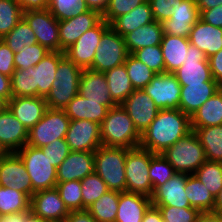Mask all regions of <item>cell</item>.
<instances>
[{
    "mask_svg": "<svg viewBox=\"0 0 222 222\" xmlns=\"http://www.w3.org/2000/svg\"><path fill=\"white\" fill-rule=\"evenodd\" d=\"M191 131L190 116L180 109H162L141 134L140 147L161 154Z\"/></svg>",
    "mask_w": 222,
    "mask_h": 222,
    "instance_id": "1",
    "label": "cell"
},
{
    "mask_svg": "<svg viewBox=\"0 0 222 222\" xmlns=\"http://www.w3.org/2000/svg\"><path fill=\"white\" fill-rule=\"evenodd\" d=\"M100 131L102 146L128 149L140 146L141 134L121 104L108 110Z\"/></svg>",
    "mask_w": 222,
    "mask_h": 222,
    "instance_id": "2",
    "label": "cell"
},
{
    "mask_svg": "<svg viewBox=\"0 0 222 222\" xmlns=\"http://www.w3.org/2000/svg\"><path fill=\"white\" fill-rule=\"evenodd\" d=\"M126 154L125 147L100 146L94 151V172L109 190L126 192Z\"/></svg>",
    "mask_w": 222,
    "mask_h": 222,
    "instance_id": "3",
    "label": "cell"
},
{
    "mask_svg": "<svg viewBox=\"0 0 222 222\" xmlns=\"http://www.w3.org/2000/svg\"><path fill=\"white\" fill-rule=\"evenodd\" d=\"M83 69L64 56L57 65L55 81L44 98L50 109H64L78 94Z\"/></svg>",
    "mask_w": 222,
    "mask_h": 222,
    "instance_id": "4",
    "label": "cell"
},
{
    "mask_svg": "<svg viewBox=\"0 0 222 222\" xmlns=\"http://www.w3.org/2000/svg\"><path fill=\"white\" fill-rule=\"evenodd\" d=\"M161 154L177 173L189 175L206 161L204 148L193 130Z\"/></svg>",
    "mask_w": 222,
    "mask_h": 222,
    "instance_id": "5",
    "label": "cell"
},
{
    "mask_svg": "<svg viewBox=\"0 0 222 222\" xmlns=\"http://www.w3.org/2000/svg\"><path fill=\"white\" fill-rule=\"evenodd\" d=\"M15 153L21 158L29 174L34 192L56 187L57 168L52 165L47 152L26 144Z\"/></svg>",
    "mask_w": 222,
    "mask_h": 222,
    "instance_id": "6",
    "label": "cell"
},
{
    "mask_svg": "<svg viewBox=\"0 0 222 222\" xmlns=\"http://www.w3.org/2000/svg\"><path fill=\"white\" fill-rule=\"evenodd\" d=\"M152 152L144 148H127L125 161L126 192L138 193L148 197L153 194L149 177Z\"/></svg>",
    "mask_w": 222,
    "mask_h": 222,
    "instance_id": "7",
    "label": "cell"
},
{
    "mask_svg": "<svg viewBox=\"0 0 222 222\" xmlns=\"http://www.w3.org/2000/svg\"><path fill=\"white\" fill-rule=\"evenodd\" d=\"M70 121L64 109L47 108L43 117L28 131L27 145L42 148L55 139H65Z\"/></svg>",
    "mask_w": 222,
    "mask_h": 222,
    "instance_id": "8",
    "label": "cell"
},
{
    "mask_svg": "<svg viewBox=\"0 0 222 222\" xmlns=\"http://www.w3.org/2000/svg\"><path fill=\"white\" fill-rule=\"evenodd\" d=\"M129 52L124 37L120 36L111 26L103 33L100 45L94 55L92 65L88 68L105 72L125 63Z\"/></svg>",
    "mask_w": 222,
    "mask_h": 222,
    "instance_id": "9",
    "label": "cell"
},
{
    "mask_svg": "<svg viewBox=\"0 0 222 222\" xmlns=\"http://www.w3.org/2000/svg\"><path fill=\"white\" fill-rule=\"evenodd\" d=\"M23 19L34 31L37 43L50 52H60L59 21L48 9L25 11Z\"/></svg>",
    "mask_w": 222,
    "mask_h": 222,
    "instance_id": "10",
    "label": "cell"
},
{
    "mask_svg": "<svg viewBox=\"0 0 222 222\" xmlns=\"http://www.w3.org/2000/svg\"><path fill=\"white\" fill-rule=\"evenodd\" d=\"M110 25L102 19L96 26L87 30L72 46L64 51L65 56L82 69H88L100 45L103 33Z\"/></svg>",
    "mask_w": 222,
    "mask_h": 222,
    "instance_id": "11",
    "label": "cell"
},
{
    "mask_svg": "<svg viewBox=\"0 0 222 222\" xmlns=\"http://www.w3.org/2000/svg\"><path fill=\"white\" fill-rule=\"evenodd\" d=\"M143 90L152 98L160 110L179 109L181 85L174 73L156 74Z\"/></svg>",
    "mask_w": 222,
    "mask_h": 222,
    "instance_id": "12",
    "label": "cell"
},
{
    "mask_svg": "<svg viewBox=\"0 0 222 222\" xmlns=\"http://www.w3.org/2000/svg\"><path fill=\"white\" fill-rule=\"evenodd\" d=\"M174 75L181 86L216 82L213 79L208 58L201 50L191 44L188 47L185 62L174 72Z\"/></svg>",
    "mask_w": 222,
    "mask_h": 222,
    "instance_id": "13",
    "label": "cell"
},
{
    "mask_svg": "<svg viewBox=\"0 0 222 222\" xmlns=\"http://www.w3.org/2000/svg\"><path fill=\"white\" fill-rule=\"evenodd\" d=\"M137 131L142 134L159 112L152 98L143 90L135 89L122 103Z\"/></svg>",
    "mask_w": 222,
    "mask_h": 222,
    "instance_id": "14",
    "label": "cell"
},
{
    "mask_svg": "<svg viewBox=\"0 0 222 222\" xmlns=\"http://www.w3.org/2000/svg\"><path fill=\"white\" fill-rule=\"evenodd\" d=\"M65 139L70 151L94 152L102 146L100 124L90 120H71Z\"/></svg>",
    "mask_w": 222,
    "mask_h": 222,
    "instance_id": "15",
    "label": "cell"
},
{
    "mask_svg": "<svg viewBox=\"0 0 222 222\" xmlns=\"http://www.w3.org/2000/svg\"><path fill=\"white\" fill-rule=\"evenodd\" d=\"M173 8L171 17L161 23L163 32L171 36L188 38L193 25L200 18L197 2L183 0Z\"/></svg>",
    "mask_w": 222,
    "mask_h": 222,
    "instance_id": "16",
    "label": "cell"
},
{
    "mask_svg": "<svg viewBox=\"0 0 222 222\" xmlns=\"http://www.w3.org/2000/svg\"><path fill=\"white\" fill-rule=\"evenodd\" d=\"M0 186L11 187L30 198L35 193L29 174L21 158L15 152H10L0 160Z\"/></svg>",
    "mask_w": 222,
    "mask_h": 222,
    "instance_id": "17",
    "label": "cell"
},
{
    "mask_svg": "<svg viewBox=\"0 0 222 222\" xmlns=\"http://www.w3.org/2000/svg\"><path fill=\"white\" fill-rule=\"evenodd\" d=\"M30 210L51 222H64L69 215L56 187L35 192L31 197Z\"/></svg>",
    "mask_w": 222,
    "mask_h": 222,
    "instance_id": "18",
    "label": "cell"
},
{
    "mask_svg": "<svg viewBox=\"0 0 222 222\" xmlns=\"http://www.w3.org/2000/svg\"><path fill=\"white\" fill-rule=\"evenodd\" d=\"M102 15L95 10H88L77 17L59 21L60 52L72 46L87 30L96 26Z\"/></svg>",
    "mask_w": 222,
    "mask_h": 222,
    "instance_id": "19",
    "label": "cell"
},
{
    "mask_svg": "<svg viewBox=\"0 0 222 222\" xmlns=\"http://www.w3.org/2000/svg\"><path fill=\"white\" fill-rule=\"evenodd\" d=\"M188 178L186 173H176L163 185L157 187L151 198L153 206L191 207L186 196L185 185Z\"/></svg>",
    "mask_w": 222,
    "mask_h": 222,
    "instance_id": "20",
    "label": "cell"
},
{
    "mask_svg": "<svg viewBox=\"0 0 222 222\" xmlns=\"http://www.w3.org/2000/svg\"><path fill=\"white\" fill-rule=\"evenodd\" d=\"M78 94L89 101L101 102L109 109L117 104L112 100L104 72L83 69Z\"/></svg>",
    "mask_w": 222,
    "mask_h": 222,
    "instance_id": "21",
    "label": "cell"
},
{
    "mask_svg": "<svg viewBox=\"0 0 222 222\" xmlns=\"http://www.w3.org/2000/svg\"><path fill=\"white\" fill-rule=\"evenodd\" d=\"M94 173V152L70 151L57 168V182L81 181Z\"/></svg>",
    "mask_w": 222,
    "mask_h": 222,
    "instance_id": "22",
    "label": "cell"
},
{
    "mask_svg": "<svg viewBox=\"0 0 222 222\" xmlns=\"http://www.w3.org/2000/svg\"><path fill=\"white\" fill-rule=\"evenodd\" d=\"M7 108L29 131L48 107L43 97H12L7 102Z\"/></svg>",
    "mask_w": 222,
    "mask_h": 222,
    "instance_id": "23",
    "label": "cell"
},
{
    "mask_svg": "<svg viewBox=\"0 0 222 222\" xmlns=\"http://www.w3.org/2000/svg\"><path fill=\"white\" fill-rule=\"evenodd\" d=\"M188 39L191 45L201 50L208 58L222 49V28L214 27L199 18L193 25Z\"/></svg>",
    "mask_w": 222,
    "mask_h": 222,
    "instance_id": "24",
    "label": "cell"
},
{
    "mask_svg": "<svg viewBox=\"0 0 222 222\" xmlns=\"http://www.w3.org/2000/svg\"><path fill=\"white\" fill-rule=\"evenodd\" d=\"M27 140V128L6 108L0 113V142L9 152H17L27 144Z\"/></svg>",
    "mask_w": 222,
    "mask_h": 222,
    "instance_id": "25",
    "label": "cell"
},
{
    "mask_svg": "<svg viewBox=\"0 0 222 222\" xmlns=\"http://www.w3.org/2000/svg\"><path fill=\"white\" fill-rule=\"evenodd\" d=\"M221 88L217 82L181 86L179 109L191 117L202 104Z\"/></svg>",
    "mask_w": 222,
    "mask_h": 222,
    "instance_id": "26",
    "label": "cell"
},
{
    "mask_svg": "<svg viewBox=\"0 0 222 222\" xmlns=\"http://www.w3.org/2000/svg\"><path fill=\"white\" fill-rule=\"evenodd\" d=\"M152 205L151 198L138 193L120 192L115 222H142Z\"/></svg>",
    "mask_w": 222,
    "mask_h": 222,
    "instance_id": "27",
    "label": "cell"
},
{
    "mask_svg": "<svg viewBox=\"0 0 222 222\" xmlns=\"http://www.w3.org/2000/svg\"><path fill=\"white\" fill-rule=\"evenodd\" d=\"M65 56L64 52H49L36 66L35 97L45 98L56 80V70L59 61Z\"/></svg>",
    "mask_w": 222,
    "mask_h": 222,
    "instance_id": "28",
    "label": "cell"
},
{
    "mask_svg": "<svg viewBox=\"0 0 222 222\" xmlns=\"http://www.w3.org/2000/svg\"><path fill=\"white\" fill-rule=\"evenodd\" d=\"M64 110L70 120H90L101 125L109 108L77 94Z\"/></svg>",
    "mask_w": 222,
    "mask_h": 222,
    "instance_id": "29",
    "label": "cell"
},
{
    "mask_svg": "<svg viewBox=\"0 0 222 222\" xmlns=\"http://www.w3.org/2000/svg\"><path fill=\"white\" fill-rule=\"evenodd\" d=\"M161 22L156 20L130 32L124 36L129 54L148 46L160 45L163 37Z\"/></svg>",
    "mask_w": 222,
    "mask_h": 222,
    "instance_id": "30",
    "label": "cell"
},
{
    "mask_svg": "<svg viewBox=\"0 0 222 222\" xmlns=\"http://www.w3.org/2000/svg\"><path fill=\"white\" fill-rule=\"evenodd\" d=\"M189 45L188 38L163 34L160 46L165 62V72L174 73L182 66L187 57Z\"/></svg>",
    "mask_w": 222,
    "mask_h": 222,
    "instance_id": "31",
    "label": "cell"
},
{
    "mask_svg": "<svg viewBox=\"0 0 222 222\" xmlns=\"http://www.w3.org/2000/svg\"><path fill=\"white\" fill-rule=\"evenodd\" d=\"M154 21L151 5L148 0L131 12L116 18L110 26L122 37Z\"/></svg>",
    "mask_w": 222,
    "mask_h": 222,
    "instance_id": "32",
    "label": "cell"
},
{
    "mask_svg": "<svg viewBox=\"0 0 222 222\" xmlns=\"http://www.w3.org/2000/svg\"><path fill=\"white\" fill-rule=\"evenodd\" d=\"M222 124V88L210 97L191 116V127H210Z\"/></svg>",
    "mask_w": 222,
    "mask_h": 222,
    "instance_id": "33",
    "label": "cell"
},
{
    "mask_svg": "<svg viewBox=\"0 0 222 222\" xmlns=\"http://www.w3.org/2000/svg\"><path fill=\"white\" fill-rule=\"evenodd\" d=\"M204 148L206 160L222 162V124L210 127H192Z\"/></svg>",
    "mask_w": 222,
    "mask_h": 222,
    "instance_id": "34",
    "label": "cell"
},
{
    "mask_svg": "<svg viewBox=\"0 0 222 222\" xmlns=\"http://www.w3.org/2000/svg\"><path fill=\"white\" fill-rule=\"evenodd\" d=\"M185 192L192 208L200 213L214 212L215 197L194 174H188Z\"/></svg>",
    "mask_w": 222,
    "mask_h": 222,
    "instance_id": "35",
    "label": "cell"
},
{
    "mask_svg": "<svg viewBox=\"0 0 222 222\" xmlns=\"http://www.w3.org/2000/svg\"><path fill=\"white\" fill-rule=\"evenodd\" d=\"M112 100L121 104L135 89L126 71L125 64L104 72Z\"/></svg>",
    "mask_w": 222,
    "mask_h": 222,
    "instance_id": "36",
    "label": "cell"
},
{
    "mask_svg": "<svg viewBox=\"0 0 222 222\" xmlns=\"http://www.w3.org/2000/svg\"><path fill=\"white\" fill-rule=\"evenodd\" d=\"M119 191L109 190L86 210L97 222H115L119 203Z\"/></svg>",
    "mask_w": 222,
    "mask_h": 222,
    "instance_id": "37",
    "label": "cell"
},
{
    "mask_svg": "<svg viewBox=\"0 0 222 222\" xmlns=\"http://www.w3.org/2000/svg\"><path fill=\"white\" fill-rule=\"evenodd\" d=\"M31 198L11 187L0 186V214H12L30 210Z\"/></svg>",
    "mask_w": 222,
    "mask_h": 222,
    "instance_id": "38",
    "label": "cell"
},
{
    "mask_svg": "<svg viewBox=\"0 0 222 222\" xmlns=\"http://www.w3.org/2000/svg\"><path fill=\"white\" fill-rule=\"evenodd\" d=\"M194 175L215 197L222 189V162L206 160Z\"/></svg>",
    "mask_w": 222,
    "mask_h": 222,
    "instance_id": "39",
    "label": "cell"
},
{
    "mask_svg": "<svg viewBox=\"0 0 222 222\" xmlns=\"http://www.w3.org/2000/svg\"><path fill=\"white\" fill-rule=\"evenodd\" d=\"M13 52H19L25 46L37 43L34 31L22 19L3 39Z\"/></svg>",
    "mask_w": 222,
    "mask_h": 222,
    "instance_id": "40",
    "label": "cell"
},
{
    "mask_svg": "<svg viewBox=\"0 0 222 222\" xmlns=\"http://www.w3.org/2000/svg\"><path fill=\"white\" fill-rule=\"evenodd\" d=\"M22 19L23 10L16 0H0L1 39H3Z\"/></svg>",
    "mask_w": 222,
    "mask_h": 222,
    "instance_id": "41",
    "label": "cell"
},
{
    "mask_svg": "<svg viewBox=\"0 0 222 222\" xmlns=\"http://www.w3.org/2000/svg\"><path fill=\"white\" fill-rule=\"evenodd\" d=\"M12 97H35V70H15L11 76Z\"/></svg>",
    "mask_w": 222,
    "mask_h": 222,
    "instance_id": "42",
    "label": "cell"
},
{
    "mask_svg": "<svg viewBox=\"0 0 222 222\" xmlns=\"http://www.w3.org/2000/svg\"><path fill=\"white\" fill-rule=\"evenodd\" d=\"M48 10L58 21H62L77 17L89 8L84 0H49Z\"/></svg>",
    "mask_w": 222,
    "mask_h": 222,
    "instance_id": "43",
    "label": "cell"
},
{
    "mask_svg": "<svg viewBox=\"0 0 222 222\" xmlns=\"http://www.w3.org/2000/svg\"><path fill=\"white\" fill-rule=\"evenodd\" d=\"M127 74L134 89H143L156 75L149 67L129 54L125 60Z\"/></svg>",
    "mask_w": 222,
    "mask_h": 222,
    "instance_id": "44",
    "label": "cell"
},
{
    "mask_svg": "<svg viewBox=\"0 0 222 222\" xmlns=\"http://www.w3.org/2000/svg\"><path fill=\"white\" fill-rule=\"evenodd\" d=\"M81 187L82 183L78 180L57 182L56 188L69 212L83 210Z\"/></svg>",
    "mask_w": 222,
    "mask_h": 222,
    "instance_id": "45",
    "label": "cell"
},
{
    "mask_svg": "<svg viewBox=\"0 0 222 222\" xmlns=\"http://www.w3.org/2000/svg\"><path fill=\"white\" fill-rule=\"evenodd\" d=\"M177 172L162 154H153L150 159L149 177L153 191L163 185Z\"/></svg>",
    "mask_w": 222,
    "mask_h": 222,
    "instance_id": "46",
    "label": "cell"
},
{
    "mask_svg": "<svg viewBox=\"0 0 222 222\" xmlns=\"http://www.w3.org/2000/svg\"><path fill=\"white\" fill-rule=\"evenodd\" d=\"M81 183L83 210H86L93 202L109 191L106 183L95 172L83 178Z\"/></svg>",
    "mask_w": 222,
    "mask_h": 222,
    "instance_id": "47",
    "label": "cell"
},
{
    "mask_svg": "<svg viewBox=\"0 0 222 222\" xmlns=\"http://www.w3.org/2000/svg\"><path fill=\"white\" fill-rule=\"evenodd\" d=\"M49 52L39 43L23 47L19 52H15V70H26L36 66Z\"/></svg>",
    "mask_w": 222,
    "mask_h": 222,
    "instance_id": "48",
    "label": "cell"
},
{
    "mask_svg": "<svg viewBox=\"0 0 222 222\" xmlns=\"http://www.w3.org/2000/svg\"><path fill=\"white\" fill-rule=\"evenodd\" d=\"M132 55L156 74L165 72V62L160 45L138 49Z\"/></svg>",
    "mask_w": 222,
    "mask_h": 222,
    "instance_id": "49",
    "label": "cell"
},
{
    "mask_svg": "<svg viewBox=\"0 0 222 222\" xmlns=\"http://www.w3.org/2000/svg\"><path fill=\"white\" fill-rule=\"evenodd\" d=\"M164 222H195L200 212L192 207L156 206Z\"/></svg>",
    "mask_w": 222,
    "mask_h": 222,
    "instance_id": "50",
    "label": "cell"
},
{
    "mask_svg": "<svg viewBox=\"0 0 222 222\" xmlns=\"http://www.w3.org/2000/svg\"><path fill=\"white\" fill-rule=\"evenodd\" d=\"M146 0H109L106 11L102 14L109 25L119 16L127 14Z\"/></svg>",
    "mask_w": 222,
    "mask_h": 222,
    "instance_id": "51",
    "label": "cell"
},
{
    "mask_svg": "<svg viewBox=\"0 0 222 222\" xmlns=\"http://www.w3.org/2000/svg\"><path fill=\"white\" fill-rule=\"evenodd\" d=\"M42 150L43 152H47L48 158L56 168L59 167L70 153L66 139H55L49 145L42 147Z\"/></svg>",
    "mask_w": 222,
    "mask_h": 222,
    "instance_id": "52",
    "label": "cell"
},
{
    "mask_svg": "<svg viewBox=\"0 0 222 222\" xmlns=\"http://www.w3.org/2000/svg\"><path fill=\"white\" fill-rule=\"evenodd\" d=\"M151 5L152 15L154 20L163 22L169 19L174 10L173 6H176L178 2L183 0H148Z\"/></svg>",
    "mask_w": 222,
    "mask_h": 222,
    "instance_id": "53",
    "label": "cell"
},
{
    "mask_svg": "<svg viewBox=\"0 0 222 222\" xmlns=\"http://www.w3.org/2000/svg\"><path fill=\"white\" fill-rule=\"evenodd\" d=\"M13 52L8 45L1 40L0 41V73L11 77L15 71Z\"/></svg>",
    "mask_w": 222,
    "mask_h": 222,
    "instance_id": "54",
    "label": "cell"
},
{
    "mask_svg": "<svg viewBox=\"0 0 222 222\" xmlns=\"http://www.w3.org/2000/svg\"><path fill=\"white\" fill-rule=\"evenodd\" d=\"M200 19L214 27L222 28V5L201 11Z\"/></svg>",
    "mask_w": 222,
    "mask_h": 222,
    "instance_id": "55",
    "label": "cell"
},
{
    "mask_svg": "<svg viewBox=\"0 0 222 222\" xmlns=\"http://www.w3.org/2000/svg\"><path fill=\"white\" fill-rule=\"evenodd\" d=\"M213 79L222 87V49L208 57Z\"/></svg>",
    "mask_w": 222,
    "mask_h": 222,
    "instance_id": "56",
    "label": "cell"
},
{
    "mask_svg": "<svg viewBox=\"0 0 222 222\" xmlns=\"http://www.w3.org/2000/svg\"><path fill=\"white\" fill-rule=\"evenodd\" d=\"M21 6L23 12L28 10L48 9L49 0H16Z\"/></svg>",
    "mask_w": 222,
    "mask_h": 222,
    "instance_id": "57",
    "label": "cell"
},
{
    "mask_svg": "<svg viewBox=\"0 0 222 222\" xmlns=\"http://www.w3.org/2000/svg\"><path fill=\"white\" fill-rule=\"evenodd\" d=\"M64 222H97L95 218L87 211H71Z\"/></svg>",
    "mask_w": 222,
    "mask_h": 222,
    "instance_id": "58",
    "label": "cell"
},
{
    "mask_svg": "<svg viewBox=\"0 0 222 222\" xmlns=\"http://www.w3.org/2000/svg\"><path fill=\"white\" fill-rule=\"evenodd\" d=\"M0 97L7 102L12 98L11 77L0 73Z\"/></svg>",
    "mask_w": 222,
    "mask_h": 222,
    "instance_id": "59",
    "label": "cell"
},
{
    "mask_svg": "<svg viewBox=\"0 0 222 222\" xmlns=\"http://www.w3.org/2000/svg\"><path fill=\"white\" fill-rule=\"evenodd\" d=\"M142 222H164L159 209L151 205L145 212Z\"/></svg>",
    "mask_w": 222,
    "mask_h": 222,
    "instance_id": "60",
    "label": "cell"
},
{
    "mask_svg": "<svg viewBox=\"0 0 222 222\" xmlns=\"http://www.w3.org/2000/svg\"><path fill=\"white\" fill-rule=\"evenodd\" d=\"M90 10H95L101 15L106 11L109 0H84Z\"/></svg>",
    "mask_w": 222,
    "mask_h": 222,
    "instance_id": "61",
    "label": "cell"
},
{
    "mask_svg": "<svg viewBox=\"0 0 222 222\" xmlns=\"http://www.w3.org/2000/svg\"><path fill=\"white\" fill-rule=\"evenodd\" d=\"M195 222H222V220L215 212H203L197 216Z\"/></svg>",
    "mask_w": 222,
    "mask_h": 222,
    "instance_id": "62",
    "label": "cell"
},
{
    "mask_svg": "<svg viewBox=\"0 0 222 222\" xmlns=\"http://www.w3.org/2000/svg\"><path fill=\"white\" fill-rule=\"evenodd\" d=\"M199 13L222 5V0H196Z\"/></svg>",
    "mask_w": 222,
    "mask_h": 222,
    "instance_id": "63",
    "label": "cell"
},
{
    "mask_svg": "<svg viewBox=\"0 0 222 222\" xmlns=\"http://www.w3.org/2000/svg\"><path fill=\"white\" fill-rule=\"evenodd\" d=\"M26 211L2 215L1 222H24Z\"/></svg>",
    "mask_w": 222,
    "mask_h": 222,
    "instance_id": "64",
    "label": "cell"
},
{
    "mask_svg": "<svg viewBox=\"0 0 222 222\" xmlns=\"http://www.w3.org/2000/svg\"><path fill=\"white\" fill-rule=\"evenodd\" d=\"M24 222H51V221L43 219L42 217L35 215L31 210H29L26 211V218Z\"/></svg>",
    "mask_w": 222,
    "mask_h": 222,
    "instance_id": "65",
    "label": "cell"
},
{
    "mask_svg": "<svg viewBox=\"0 0 222 222\" xmlns=\"http://www.w3.org/2000/svg\"><path fill=\"white\" fill-rule=\"evenodd\" d=\"M222 209V189L218 192V194L215 196L214 201V212Z\"/></svg>",
    "mask_w": 222,
    "mask_h": 222,
    "instance_id": "66",
    "label": "cell"
},
{
    "mask_svg": "<svg viewBox=\"0 0 222 222\" xmlns=\"http://www.w3.org/2000/svg\"><path fill=\"white\" fill-rule=\"evenodd\" d=\"M9 150L0 142V160L9 154Z\"/></svg>",
    "mask_w": 222,
    "mask_h": 222,
    "instance_id": "67",
    "label": "cell"
},
{
    "mask_svg": "<svg viewBox=\"0 0 222 222\" xmlns=\"http://www.w3.org/2000/svg\"><path fill=\"white\" fill-rule=\"evenodd\" d=\"M7 108V101L0 97V113Z\"/></svg>",
    "mask_w": 222,
    "mask_h": 222,
    "instance_id": "68",
    "label": "cell"
},
{
    "mask_svg": "<svg viewBox=\"0 0 222 222\" xmlns=\"http://www.w3.org/2000/svg\"><path fill=\"white\" fill-rule=\"evenodd\" d=\"M222 220V209L216 212Z\"/></svg>",
    "mask_w": 222,
    "mask_h": 222,
    "instance_id": "69",
    "label": "cell"
}]
</instances>
